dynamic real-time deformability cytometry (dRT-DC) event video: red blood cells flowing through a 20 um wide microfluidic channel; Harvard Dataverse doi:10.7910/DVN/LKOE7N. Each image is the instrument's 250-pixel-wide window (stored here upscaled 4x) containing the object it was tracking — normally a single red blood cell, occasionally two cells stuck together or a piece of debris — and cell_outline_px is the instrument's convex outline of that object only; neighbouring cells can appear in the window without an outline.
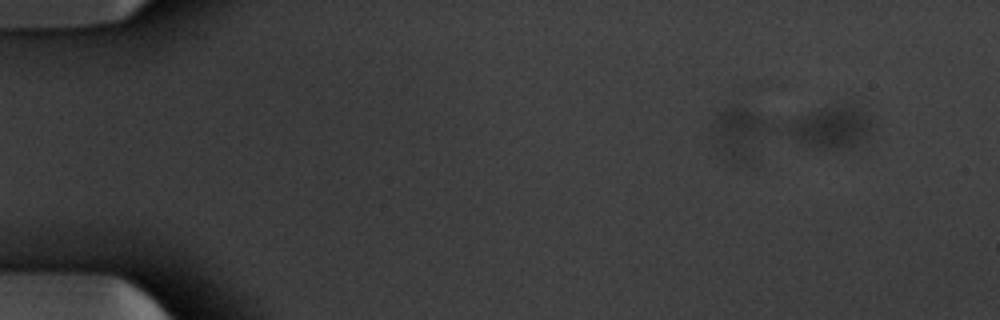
{"species": "common noctule bat (a hibernating species)", "species_latin": "Nyctalus noctula", "temperature_condition": "warm", "stored_images_in_passage": 6, "camera_frame_rate_fps": 3000, "um_per_image_px": 0.085, "animal": {"sex": "male", "body_mass_g": 20.1, "forearm_length_mm": 53.5}, "frame": {"image": 1, "passage_image": 1, "time_ms": 0.0, "image_size_px": [1000, 320], "cell_outline_px": [[872, 124], [868, 132], [852, 148], [820, 148], [808, 144], [780, 132], [792, 120], [812, 112], [848, 104], [852, 104]], "centroid_in_image_um": [70.56, 10.85], "position_along_channel_um": 14.4, "area_um2": 19.42}}